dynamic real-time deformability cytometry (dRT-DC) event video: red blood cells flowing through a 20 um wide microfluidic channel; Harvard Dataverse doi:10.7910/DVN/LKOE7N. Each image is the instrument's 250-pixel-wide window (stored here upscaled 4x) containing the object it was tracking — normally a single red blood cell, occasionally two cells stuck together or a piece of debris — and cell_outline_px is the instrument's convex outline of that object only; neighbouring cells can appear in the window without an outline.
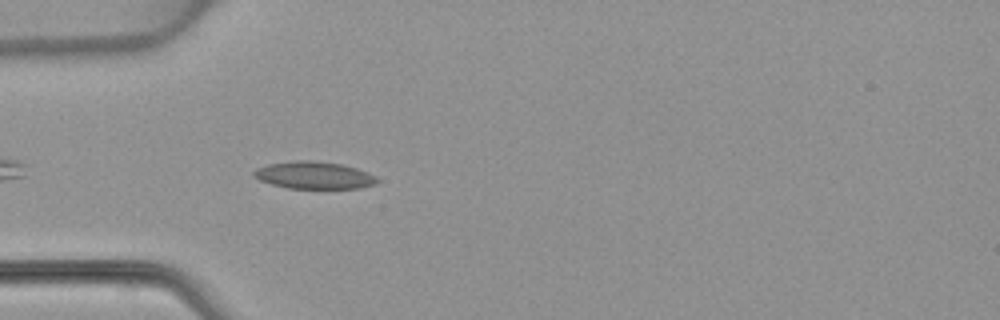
{"species": "common noctule bat (a hibernating species)", "species_latin": "Nyctalus noctula", "temperature_condition": "warm", "stored_images_in_passage": 24, "camera_frame_rate_fps": 3000, "um_per_image_px": 0.085, "animal": {"sex": "female", "body_mass_g": 22.7, "forearm_length_mm": 54.2}, "frame": {"image": 1, "passage_image": 3, "time_ms": 0.667, "image_size_px": [1000, 320], "cell_outline_px": [[380, 180], [376, 184], [360, 188], [288, 188], [272, 184], [260, 180], [252, 176], [252, 172], [256, 168], [268, 164], [296, 160], [312, 160], [340, 164], [356, 168], [368, 172], [376, 176]], "centroid_in_image_um": [26.7, 14.89], "position_along_channel_um": 58.3, "area_um2": 19.65}}
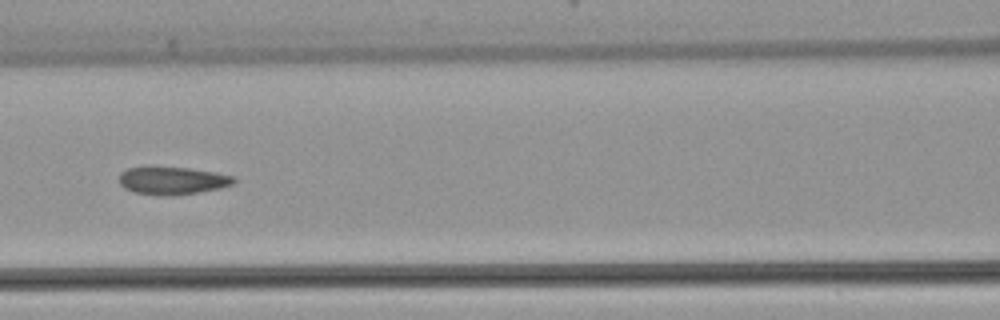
{"frame": {"image": 2, "passage_image": 10, "time_ms": 3.0, "image_size_px": [1000, 320], "cell_outline_px": [[236, 180], [232, 184], [220, 188], [196, 192], [164, 196], [136, 192], [124, 188], [120, 184], [120, 172], [128, 168], [148, 164], [152, 164], [188, 168], [216, 172], [236, 176]], "centroid_in_image_um": [14.62, 15.29], "position_along_channel_um": 152.0, "area_um2": 19.02}}
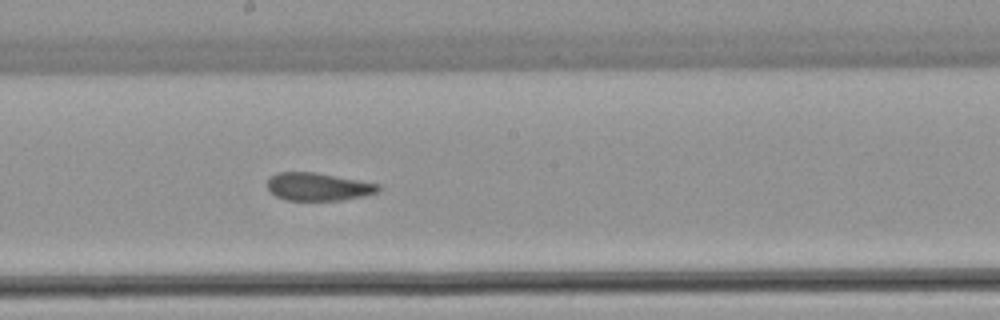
{"frame": {"image": 3, "passage_image": 15, "time_ms": 4.667, "image_size_px": [1000, 320], "cell_outline_px": [[380, 192], [364, 196], [340, 200], [284, 200], [276, 196], [268, 188], [268, 180], [276, 172], [316, 172], [380, 184]], "centroid_in_image_um": [27.07, 15.87], "position_along_channel_um": 221.1, "area_um2": 18.03}}